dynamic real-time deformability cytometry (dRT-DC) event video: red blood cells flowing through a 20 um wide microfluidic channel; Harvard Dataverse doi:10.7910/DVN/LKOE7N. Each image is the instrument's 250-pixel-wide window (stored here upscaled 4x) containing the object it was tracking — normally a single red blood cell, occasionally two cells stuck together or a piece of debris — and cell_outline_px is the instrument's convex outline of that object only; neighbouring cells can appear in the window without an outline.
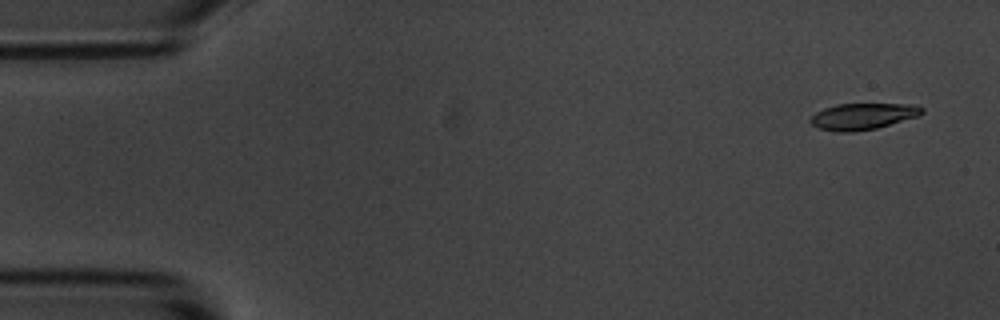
{"species": "common noctule bat (a hibernating species)", "species_latin": "Nyctalus noctula", "temperature_condition": "room temperature", "stored_images_in_passage": 5, "camera_frame_rate_fps": 3000, "um_per_image_px": 0.085, "animal": {"sex": "male", "body_mass_g": 20.1, "forearm_length_mm": 53.5}, "frame": {"image": 1, "passage_image": 1, "time_ms": 0.0, "image_size_px": [1000, 320], "cell_outline_px": [[924, 112], [916, 116], [876, 128], [852, 132], [836, 132], [820, 128], [812, 124], [808, 120], [816, 112], [824, 108], [836, 104], [916, 104], [924, 108]], "centroid_in_image_um": [73.32, 9.88], "position_along_channel_um": 11.7, "area_um2": 16.99}}
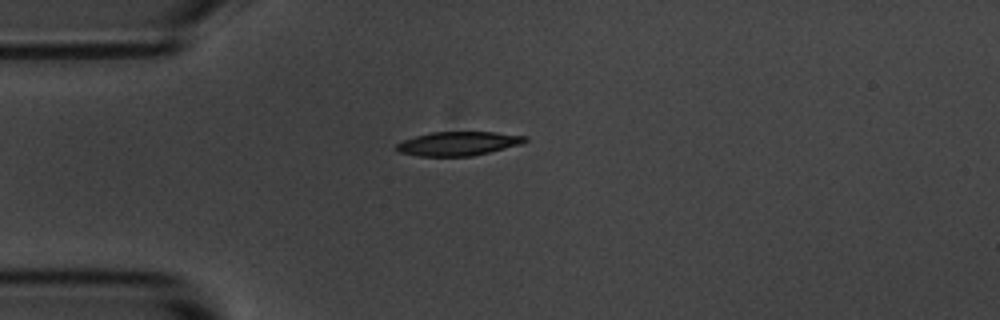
{"frame": {"image": 2, "passage_image": 4, "time_ms": 3.667, "image_size_px": [1000, 320], "cell_outline_px": [[528, 140], [524, 144], [472, 156], [420, 156], [400, 152], [396, 148], [396, 144], [404, 140], [416, 136], [432, 132], [496, 132], [528, 136]], "centroid_in_image_um": [39.02, 12.2], "position_along_channel_um": 46.0, "area_um2": 17.98}}